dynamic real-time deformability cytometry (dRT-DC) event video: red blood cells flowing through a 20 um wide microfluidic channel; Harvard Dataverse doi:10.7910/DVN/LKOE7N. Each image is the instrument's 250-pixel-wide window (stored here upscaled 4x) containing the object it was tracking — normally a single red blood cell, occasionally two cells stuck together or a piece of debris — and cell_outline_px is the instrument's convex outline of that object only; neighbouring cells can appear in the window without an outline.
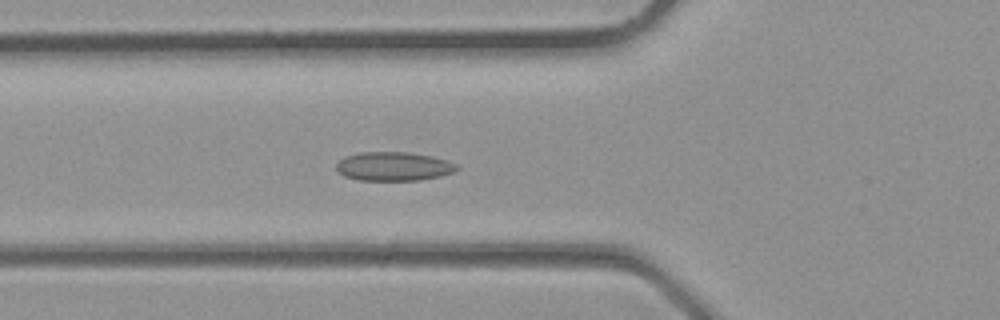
{"species": "common noctule bat (a hibernating species)", "species_latin": "Nyctalus noctula", "temperature_condition": "room temperature", "stored_images_in_passage": 35, "camera_frame_rate_fps": 3000, "um_per_image_px": 0.085, "animal": {"sex": "male", "body_mass_g": 23.1, "forearm_length_mm": 52.7}, "frame": {"image": 1, "passage_image": 13, "time_ms": 4.0, "image_size_px": [1000, 320], "cell_outline_px": [[460, 168], [456, 172], [440, 176], [420, 180], [360, 180], [344, 176], [336, 168], [336, 164], [344, 156], [360, 152], [408, 152], [432, 156], [448, 160], [456, 164]], "centroid_in_image_um": [33.49, 14.14], "position_along_channel_um": 92.3, "area_um2": 20.4}}
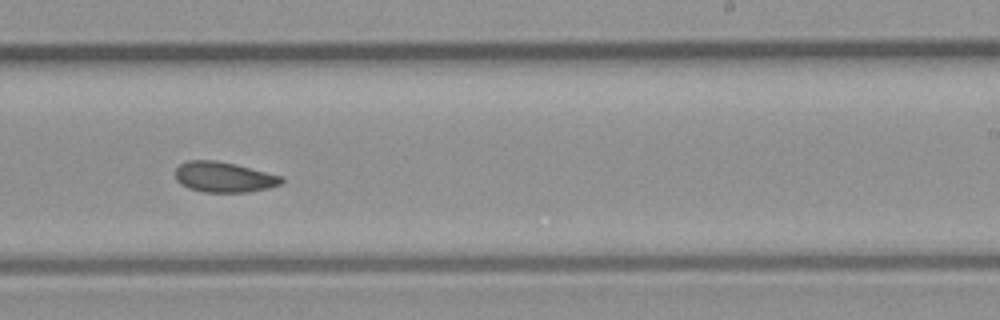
{"frame": {"image": 2, "passage_image": 22, "time_ms": 7.0, "image_size_px": [1000, 320], "cell_outline_px": [[284, 180], [280, 184], [268, 188], [248, 192], [204, 192], [188, 188], [180, 184], [176, 180], [176, 168], [180, 164], [188, 160], [216, 160], [284, 176]], "centroid_in_image_um": [19.02, 15.05], "position_along_channel_um": 270.0, "area_um2": 18.79}}
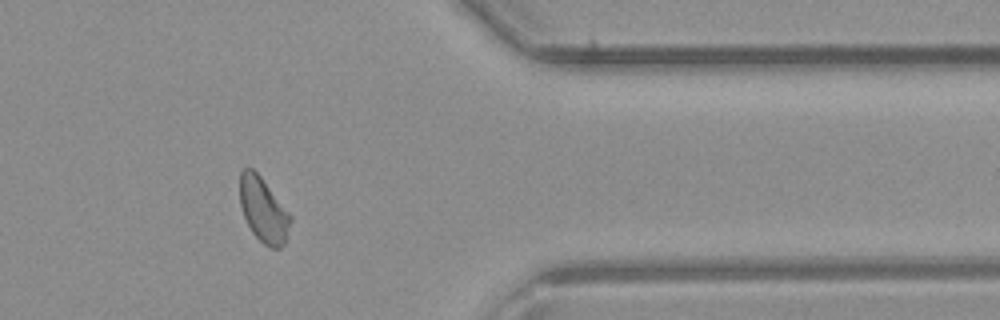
{"frame": {"image": 3, "passage_image": 29, "time_ms": 9.333, "image_size_px": [1000, 320], "cell_outline_px": [[292, 220], [284, 244], [280, 248], [272, 248], [264, 244], [252, 232], [244, 216], [240, 204], [240, 172], [244, 168], [252, 168], [260, 176], [292, 216]], "centroid_in_image_um": [22.39, 17.85], "position_along_channel_um": 389.0, "area_um2": 18.84}}